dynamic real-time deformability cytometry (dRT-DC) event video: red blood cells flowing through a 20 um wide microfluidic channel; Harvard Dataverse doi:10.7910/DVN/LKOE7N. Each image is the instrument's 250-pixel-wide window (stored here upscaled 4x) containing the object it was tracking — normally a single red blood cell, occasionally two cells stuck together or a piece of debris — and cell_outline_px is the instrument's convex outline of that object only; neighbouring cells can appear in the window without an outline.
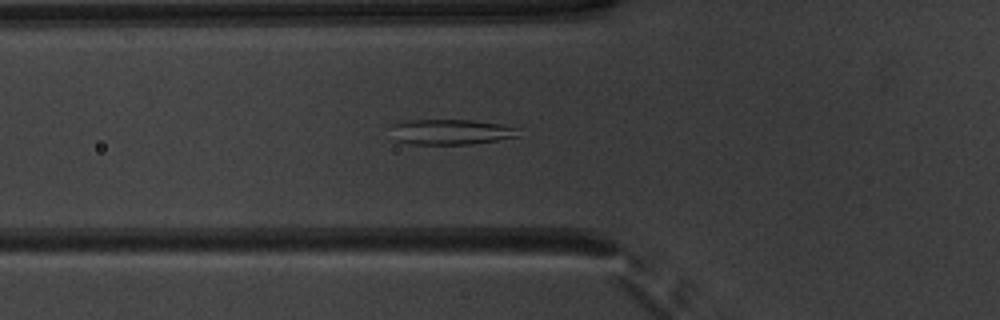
{"species": "common noctule bat (a hibernating species)", "species_latin": "Nyctalus noctula", "temperature_condition": "warm", "stored_images_in_passage": 44, "camera_frame_rate_fps": 3000, "um_per_image_px": 0.085, "animal": {"sex": "male", "body_mass_g": 20.1, "forearm_length_mm": 53.5}, "frame": {"image": 1, "passage_image": 11, "time_ms": 3.333, "image_size_px": [1000, 320], "cell_outline_px": [[520, 136], [472, 144], [412, 144], [392, 140], [388, 124], [408, 120], [472, 120], [500, 124], [520, 128]], "centroid_in_image_um": [38.25, 11.21], "position_along_channel_um": 87.6, "area_um2": 19.31}}
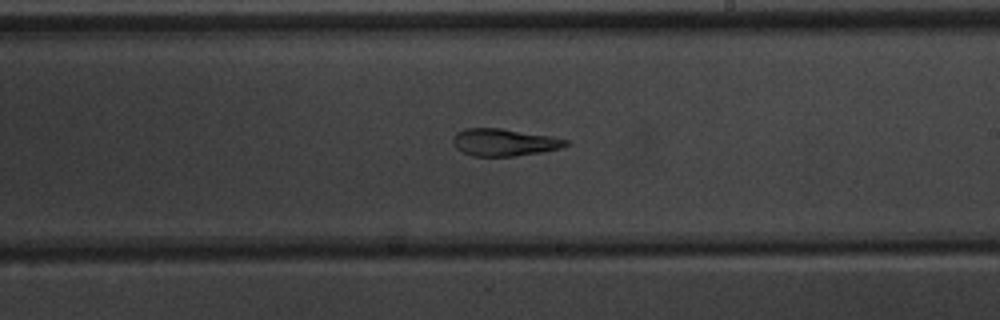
{"frame": {"image": 2, "passage_image": 23, "time_ms": 7.333, "image_size_px": [1000, 320], "cell_outline_px": [[568, 144], [560, 148], [540, 152], [516, 156], [472, 156], [456, 148], [452, 140], [456, 132], [464, 128], [500, 128], [552, 136], [568, 140]], "centroid_in_image_um": [42.83, 12.09], "position_along_channel_um": 246.2, "area_um2": 17.86}}
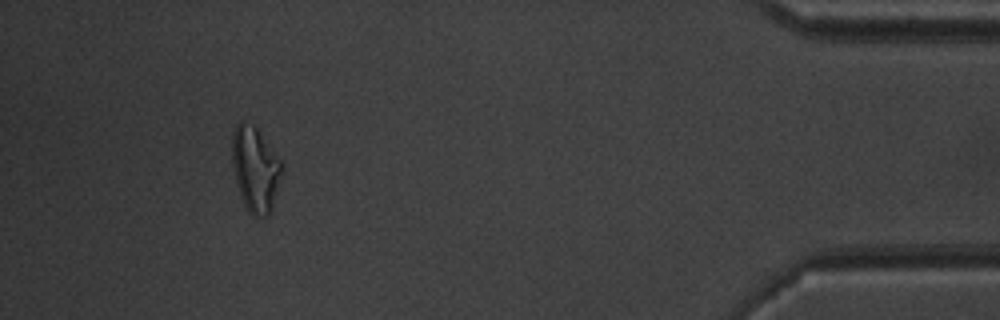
{"frame": {"image": 3, "passage_image": 40, "time_ms": 13.0, "image_size_px": [1000, 320], "cell_outline_px": [[280, 172], [272, 208], [268, 216], [260, 220], [252, 216], [248, 212], [240, 196], [236, 184], [232, 160], [232, 136], [236, 124], [240, 120], [244, 120], [252, 124], [256, 128], [280, 160]], "centroid_in_image_um": [21.64, 14.41], "position_along_channel_um": 413.6, "area_um2": 24.33}, "authors_computed_cell_mechanics": {"area_um2": 19.9121, "velocity_mm_per_s": 3.9525, "shape_relaxation_time_tau1_ms": null, "shape_relaxation_time_tau2_ms": 4.0417, "deformation_change_tau1": null, "deformation_change_tau2": 0.1272}}